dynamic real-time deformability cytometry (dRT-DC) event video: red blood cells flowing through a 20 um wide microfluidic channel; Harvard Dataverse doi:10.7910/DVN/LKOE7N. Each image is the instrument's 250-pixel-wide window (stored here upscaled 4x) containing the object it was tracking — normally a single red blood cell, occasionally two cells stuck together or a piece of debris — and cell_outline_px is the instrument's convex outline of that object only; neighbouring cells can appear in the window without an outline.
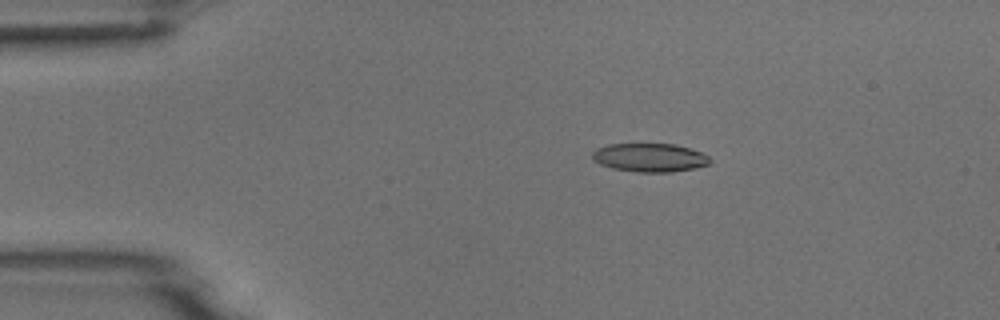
{"species": "common noctule bat (a hibernating species)", "species_latin": "Nyctalus noctula", "temperature_condition": "room temperature", "stored_images_in_passage": 5, "camera_frame_rate_fps": 3000, "um_per_image_px": 0.085, "animal": {"sex": "male", "body_mass_g": 18.8}, "frame": {"image": 1, "passage_image": 3, "time_ms": 0.667, "image_size_px": [1000, 320], "cell_outline_px": [[712, 160], [708, 164], [692, 168], [672, 172], [636, 172], [612, 168], [600, 164], [592, 160], [592, 152], [596, 148], [608, 144], [676, 144], [700, 152], [708, 156]], "centroid_in_image_um": [55.18, 13.39], "position_along_channel_um": 29.8, "area_um2": 19.54}}